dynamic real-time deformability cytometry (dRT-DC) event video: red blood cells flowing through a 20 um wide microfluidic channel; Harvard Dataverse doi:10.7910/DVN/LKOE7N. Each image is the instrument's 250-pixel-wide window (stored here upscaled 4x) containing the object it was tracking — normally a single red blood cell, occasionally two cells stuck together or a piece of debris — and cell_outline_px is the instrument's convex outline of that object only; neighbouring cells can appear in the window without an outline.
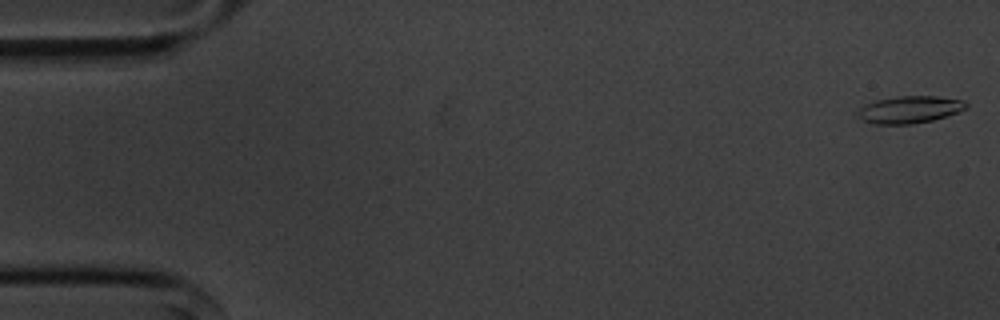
{"species": "common noctule bat (a hibernating species)", "species_latin": "Nyctalus noctula", "temperature_condition": "cold", "stored_images_in_passage": 55, "camera_frame_rate_fps": 3000, "um_per_image_px": 0.085, "animal": {"sex": "male", "body_mass_g": 20.1, "forearm_length_mm": 53.5}, "frame": {"image": 1, "passage_image": 1, "time_ms": 0.0, "image_size_px": [1000, 320], "cell_outline_px": [[968, 108], [960, 112], [932, 120], [912, 124], [876, 124], [864, 120], [856, 112], [864, 104], [876, 100], [896, 96], [936, 96], [964, 100], [968, 104]], "centroid_in_image_um": [77.36, 9.3], "position_along_channel_um": 7.6, "area_um2": 17.22}}
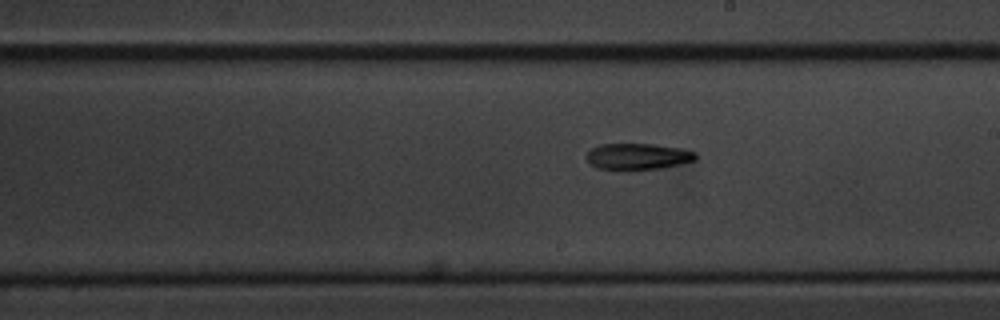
{"frame": {"image": 2, "passage_image": 31, "time_ms": 10.0, "image_size_px": [1000, 320], "cell_outline_px": [[696, 160], [664, 168], [596, 168], [588, 164], [584, 156], [592, 148], [600, 144], [652, 144], [684, 148], [696, 152]], "centroid_in_image_um": [54.22, 13.27], "position_along_channel_um": 234.8, "area_um2": 16.59}}
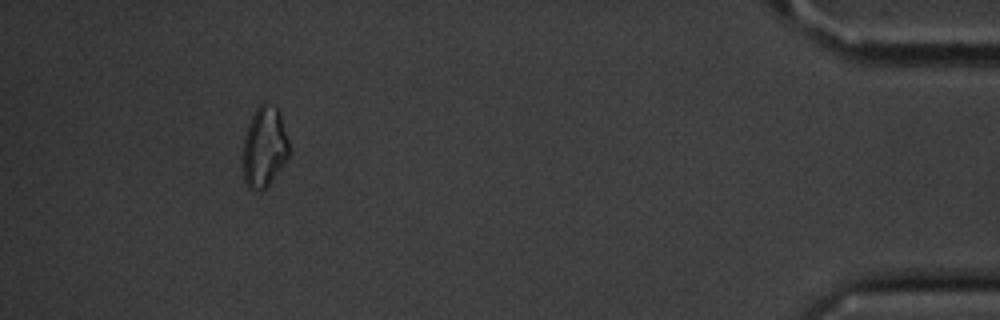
{"frame": {"image": 3, "passage_image": 51, "time_ms": 16.667, "image_size_px": [1000, 320], "cell_outline_px": [[288, 156], [268, 188], [260, 192], [248, 188], [244, 180], [244, 136], [248, 124], [256, 108], [264, 100], [276, 108], [280, 112], [288, 140]], "centroid_in_image_um": [22.47, 12.51], "position_along_channel_um": 412.7, "area_um2": 21.68}}